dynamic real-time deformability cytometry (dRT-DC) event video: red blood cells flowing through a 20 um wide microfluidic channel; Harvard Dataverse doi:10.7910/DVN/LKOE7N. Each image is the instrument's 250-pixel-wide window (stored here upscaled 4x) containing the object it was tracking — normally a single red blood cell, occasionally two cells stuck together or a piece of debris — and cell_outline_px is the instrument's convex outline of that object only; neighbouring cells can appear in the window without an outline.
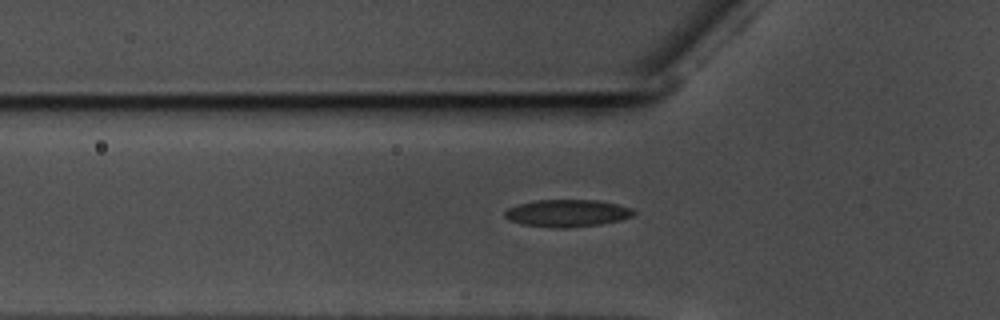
{"species": "common noctule bat (a hibernating species)", "species_latin": "Nyctalus noctula", "temperature_condition": "warm", "stored_images_in_passage": 40, "camera_frame_rate_fps": 3000, "um_per_image_px": 0.085, "animal": {"sex": "male", "body_mass_g": 17.5, "forearm_length_mm": 52.3}, "frame": {"image": 1, "passage_image": 5, "time_ms": 1.333, "image_size_px": [1000, 320], "cell_outline_px": [[636, 212], [632, 216], [620, 220], [600, 224], [564, 228], [560, 228], [524, 224], [508, 220], [504, 216], [504, 212], [508, 208], [520, 204], [536, 200], [600, 200], [632, 208]], "centroid_in_image_um": [48.23, 18.11], "position_along_channel_um": 77.6, "area_um2": 20.29}}
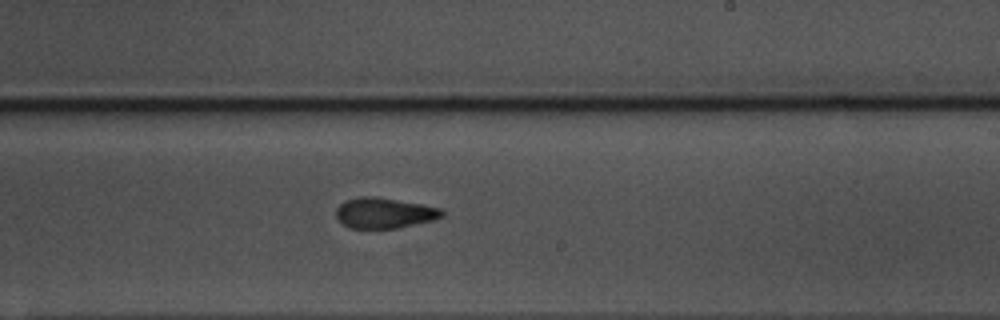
{"frame": {"image": 2, "passage_image": 20, "time_ms": 6.333, "image_size_px": [1000, 320], "cell_outline_px": [[444, 216], [432, 220], [396, 228], [348, 228], [336, 216], [336, 208], [344, 200], [360, 196], [376, 196], [424, 204], [440, 208], [444, 212]], "centroid_in_image_um": [32.66, 18.08], "position_along_channel_um": 256.3, "area_um2": 18.9}}
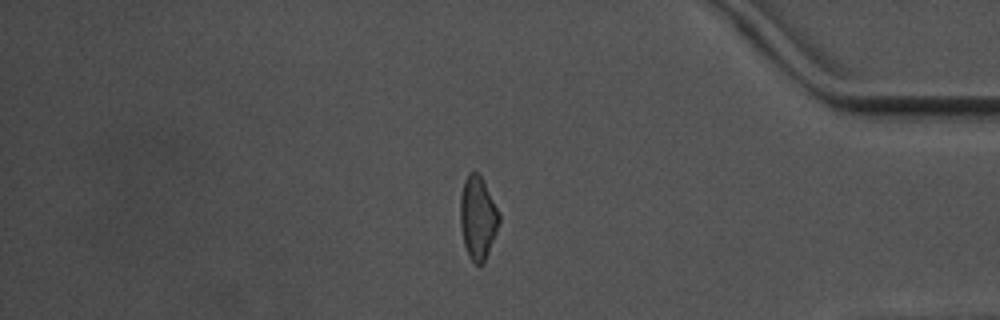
{"frame": {"image": 3, "passage_image": 34, "time_ms": 11.0, "image_size_px": [1000, 320], "cell_outline_px": [[500, 220], [496, 232], [488, 252], [484, 260], [480, 264], [476, 264], [468, 256], [464, 244], [460, 224], [460, 196], [464, 180], [468, 172], [476, 172], [480, 176], [500, 216]], "centroid_in_image_um": [40.58, 18.51], "position_along_channel_um": 394.6, "area_um2": 18.32}, "authors_computed_cell_mechanics": {"area_um2": 19.3052, "velocity_mm_per_s": 3.5762, "shape_relaxation_time_tau1_ms": 8.6608, "shape_relaxation_time_tau2_ms": 3.5413, "deformation_change_tau1": 0.1922, "deformation_change_tau2": 0.1135}}